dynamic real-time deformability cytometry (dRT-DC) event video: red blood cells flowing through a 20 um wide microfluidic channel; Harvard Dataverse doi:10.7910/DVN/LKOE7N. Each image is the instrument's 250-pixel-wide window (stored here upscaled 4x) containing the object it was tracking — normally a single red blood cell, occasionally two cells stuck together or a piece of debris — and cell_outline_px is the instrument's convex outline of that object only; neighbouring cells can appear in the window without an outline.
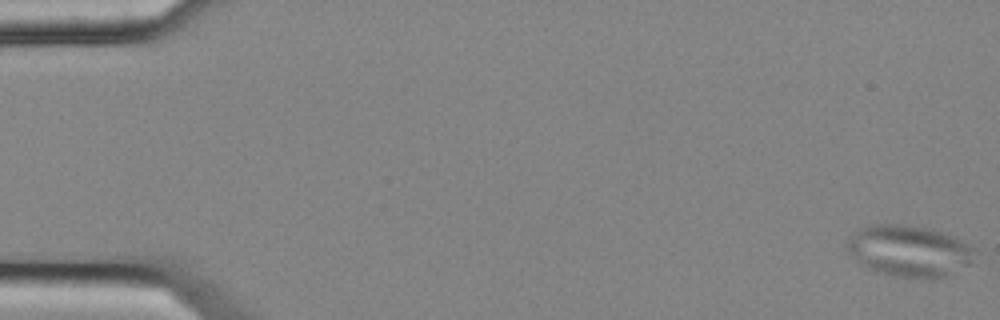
{"species": "common noctule bat (a hibernating species)", "species_latin": "Nyctalus noctula", "temperature_condition": "cold", "stored_images_in_passage": 55, "camera_frame_rate_fps": 3000, "um_per_image_px": 0.085, "animal": {"sex": "female", "body_mass_g": 25.1}, "frame": {"image": 1, "passage_image": 1, "time_ms": 0.0, "image_size_px": [1000, 320], "cell_outline_px": [[976, 248], [972, 264], [948, 276], [932, 280], [896, 276], [876, 272], [868, 268], [844, 244], [860, 228], [872, 224], [900, 224], [924, 228], [940, 232]], "centroid_in_image_um": [77.34, 21.36], "position_along_channel_um": 7.7, "area_um2": 37.86}}
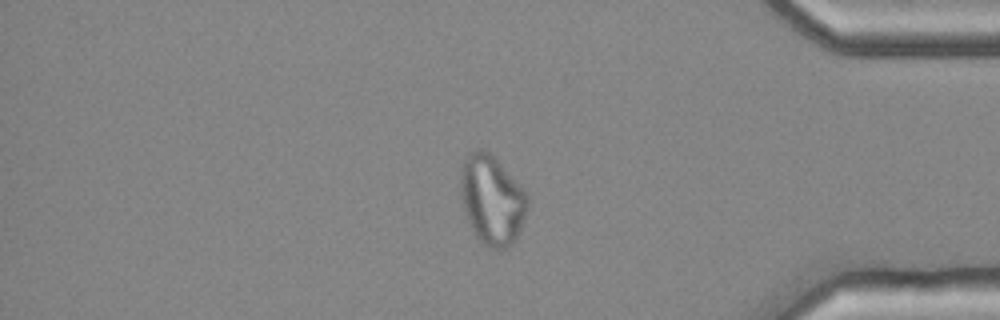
{"frame": {"image": 2, "passage_image": 47, "time_ms": 15.333, "image_size_px": [1000, 320], "cell_outline_px": [[528, 208], [520, 228], [512, 244], [508, 248], [488, 248], [480, 244], [472, 232], [464, 208], [460, 192], [460, 168], [464, 160], [476, 148], [480, 148], [488, 152], [500, 164], [528, 196]], "centroid_in_image_um": [41.78, 17.03], "position_along_channel_um": 393.4, "area_um2": 34.51}}